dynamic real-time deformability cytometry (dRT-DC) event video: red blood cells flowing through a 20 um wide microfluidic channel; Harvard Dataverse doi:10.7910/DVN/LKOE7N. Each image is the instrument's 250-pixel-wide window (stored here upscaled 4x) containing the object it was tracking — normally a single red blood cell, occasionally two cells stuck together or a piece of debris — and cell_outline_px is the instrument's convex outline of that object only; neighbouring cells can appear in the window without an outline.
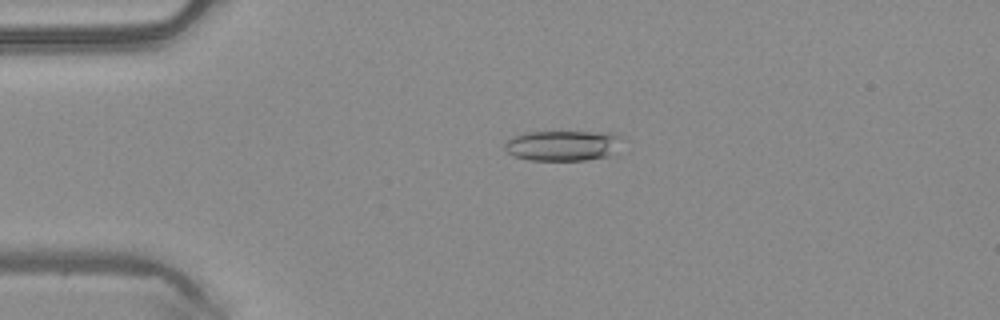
{"species": "common noctule bat (a hibernating species)", "species_latin": "Nyctalus noctula", "temperature_condition": "warm", "stored_images_in_passage": 45, "camera_frame_rate_fps": 3000, "um_per_image_px": 0.085, "animal": {"sex": "male", "body_mass_g": 20.4}, "frame": {"image": 1, "passage_image": 7, "time_ms": 2.0, "image_size_px": [1000, 320], "cell_outline_px": [[624, 136], [608, 156], [588, 160], [528, 160], [512, 156], [504, 148], [504, 140], [524, 132], [612, 132]], "centroid_in_image_um": [47.78, 12.36], "position_along_channel_um": 37.2, "area_um2": 20.92}}
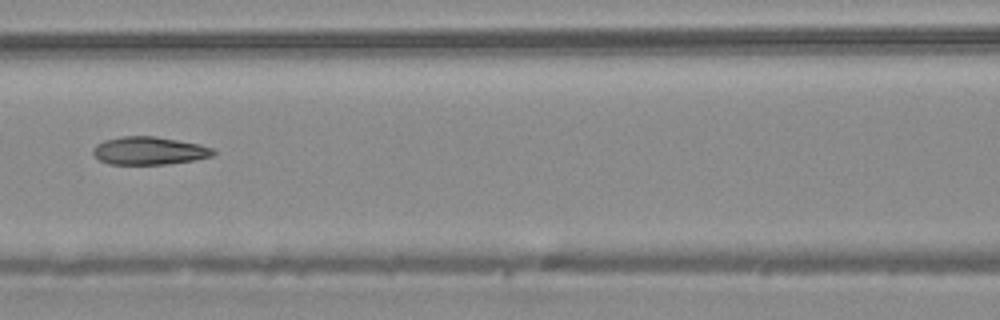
{"frame": {"image": 2, "passage_image": 18, "time_ms": 5.667, "image_size_px": [1000, 320], "cell_outline_px": [[216, 152], [212, 156], [196, 160], [168, 164], [108, 164], [100, 160], [92, 152], [92, 148], [96, 144], [104, 140], [120, 136], [156, 136], [200, 144], [212, 148]], "centroid_in_image_um": [12.68, 12.81], "position_along_channel_um": 153.9, "area_um2": 19.71}}
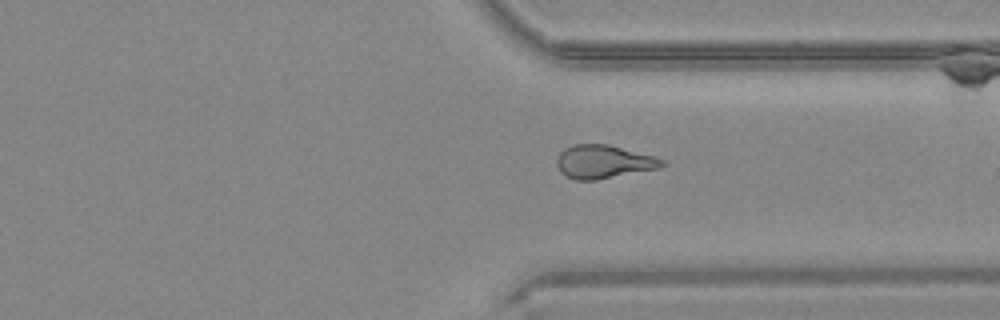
{"frame": {"image": 3, "passage_image": 33, "time_ms": 10.667, "image_size_px": [1000, 320], "cell_outline_px": [[668, 164], [656, 168], [596, 180], [576, 180], [560, 172], [556, 164], [556, 160], [560, 152], [564, 148], [572, 144], [608, 144], [656, 156], [664, 160]], "centroid_in_image_um": [51.29, 13.73], "position_along_channel_um": 360.1, "area_um2": 20.46}, "authors_computed_cell_mechanics": {"area_um2": 20.519, "velocity_mm_per_s": 4.1308, "shape_relaxation_time_tau1_ms": 6.6169, "shape_relaxation_time_tau2_ms": 2.253, "deformation_change_tau1": 0.1987, "deformation_change_tau2": 0.122}}